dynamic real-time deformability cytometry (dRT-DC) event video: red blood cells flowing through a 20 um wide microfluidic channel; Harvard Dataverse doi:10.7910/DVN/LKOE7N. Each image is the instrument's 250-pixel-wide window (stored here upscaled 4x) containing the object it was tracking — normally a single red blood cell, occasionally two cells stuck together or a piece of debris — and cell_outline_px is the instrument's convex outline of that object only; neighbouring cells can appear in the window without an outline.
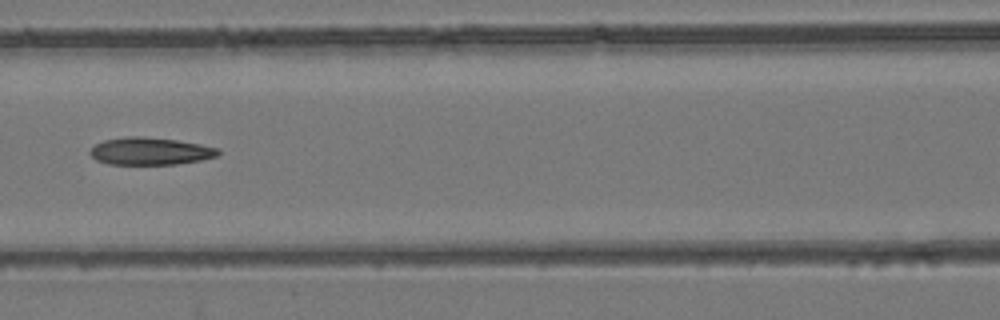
{"species": "common noctule bat (a hibernating species)", "species_latin": "Nyctalus noctula", "temperature_condition": "room temperature", "stored_images_in_passage": 7, "camera_frame_rate_fps": 3000, "um_per_image_px": 0.085, "animal": {"sex": "female", "body_mass_g": 24.6, "forearm_length_mm": 56.2}, "frame": {"image": 1, "passage_image": 7, "time_ms": 6.667, "image_size_px": [1000, 320], "cell_outline_px": [[220, 152], [216, 156], [200, 160], [176, 164], [108, 164], [96, 160], [88, 152], [96, 144], [104, 140], [128, 136], [144, 136], [176, 140], [200, 144], [220, 148]], "centroid_in_image_um": [12.76, 12.84], "position_along_channel_um": 153.8, "area_um2": 20.4}}